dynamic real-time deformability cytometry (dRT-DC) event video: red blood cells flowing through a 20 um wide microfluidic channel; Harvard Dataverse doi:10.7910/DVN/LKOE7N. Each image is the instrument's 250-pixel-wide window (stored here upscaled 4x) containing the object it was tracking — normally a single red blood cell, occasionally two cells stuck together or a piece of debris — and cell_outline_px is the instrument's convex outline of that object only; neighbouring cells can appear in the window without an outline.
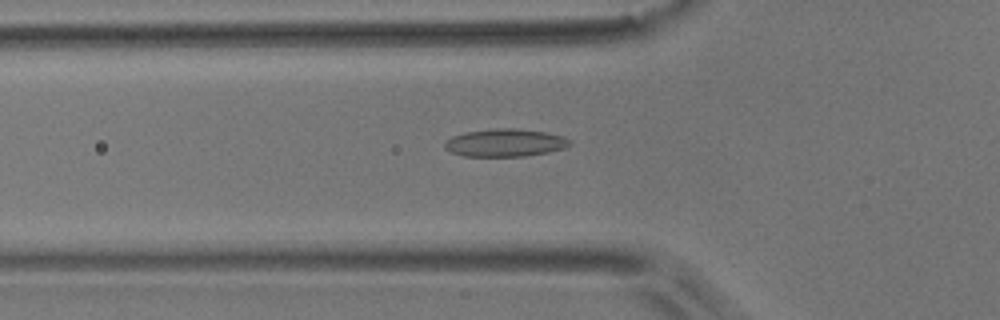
{"species": "common noctule bat (a hibernating species)", "species_latin": "Nyctalus noctula", "temperature_condition": "room temperature", "stored_images_in_passage": 53, "camera_frame_rate_fps": 3000, "um_per_image_px": 0.085, "animal": {"sex": "male", "body_mass_g": 17.9}, "frame": {"image": 1, "passage_image": 17, "time_ms": 5.333, "image_size_px": [1000, 320], "cell_outline_px": [[572, 144], [564, 148], [548, 152], [524, 156], [464, 156], [452, 152], [444, 148], [444, 144], [452, 136], [464, 132], [496, 128], [516, 128], [544, 132], [560, 136], [568, 140]], "centroid_in_image_um": [42.9, 12.13], "position_along_channel_um": 82.9, "area_um2": 20.0}}
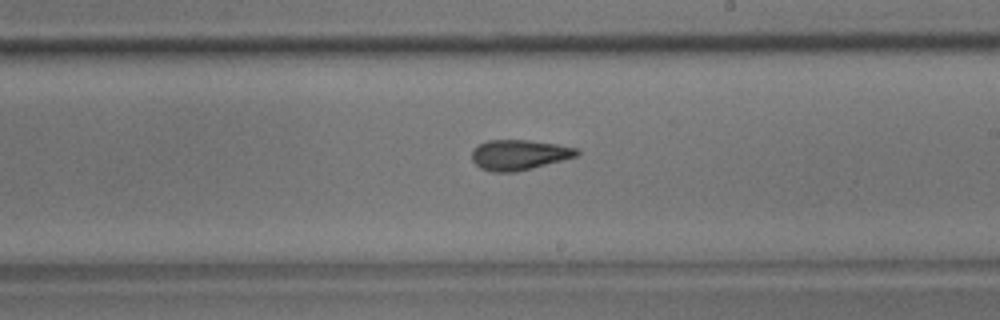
{"frame": {"image": 2, "passage_image": 30, "time_ms": 9.667, "image_size_px": [1000, 320], "cell_outline_px": [[580, 156], [516, 172], [492, 172], [480, 168], [472, 160], [472, 148], [476, 144], [488, 140], [528, 140], [556, 144], [576, 148], [580, 152]], "centroid_in_image_um": [44.11, 13.16], "position_along_channel_um": 244.9, "area_um2": 18.73}}
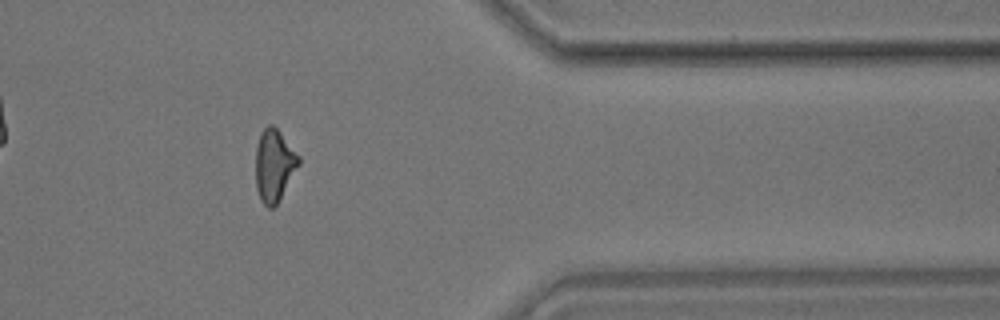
{"frame": {"image": 3, "passage_image": 43, "time_ms": 14.0, "image_size_px": [1000, 320], "cell_outline_px": [[300, 164], [280, 200], [272, 208], [268, 208], [260, 200], [256, 188], [256, 144], [260, 132], [268, 124], [272, 124], [280, 132], [300, 156]], "centroid_in_image_um": [23.3, 14.05], "position_along_channel_um": 388.1, "area_um2": 18.32}, "authors_computed_cell_mechanics": {"area_um2": 18.4382, "velocity_mm_per_s": 3.7207, "shape_relaxation_time_tau1_ms": 6.1803, "shape_relaxation_time_tau2_ms": 1.843, "deformation_change_tau1": 0.1654, "deformation_change_tau2": 0.0988}}